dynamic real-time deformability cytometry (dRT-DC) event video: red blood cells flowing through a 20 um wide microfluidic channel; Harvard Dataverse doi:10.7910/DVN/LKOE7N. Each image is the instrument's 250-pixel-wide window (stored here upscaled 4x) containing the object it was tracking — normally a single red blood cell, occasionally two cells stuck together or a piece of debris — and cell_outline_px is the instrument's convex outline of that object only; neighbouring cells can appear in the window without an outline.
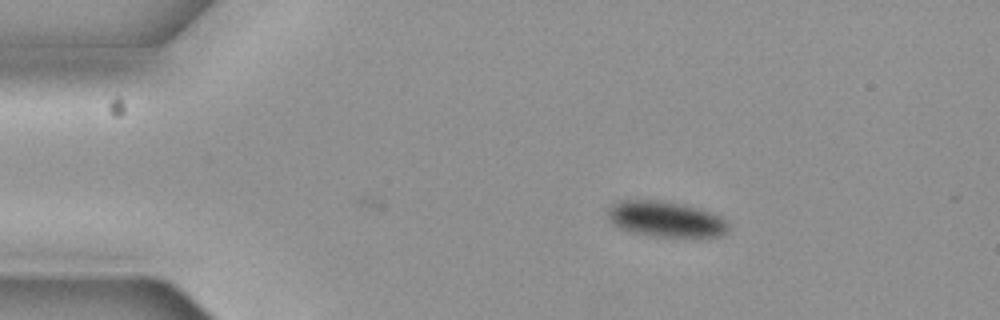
{"species": "common noctule bat (a hibernating species)", "species_latin": "Nyctalus noctula", "temperature_condition": "cold", "stored_images_in_passage": 5, "camera_frame_rate_fps": 3000, "um_per_image_px": 0.085, "animal": {"sex": "female", "body_mass_g": 19.3, "forearm_length_mm": 54.1}, "frame": {"image": 1, "passage_image": 5, "time_ms": 1.333, "image_size_px": [1000, 320], "cell_outline_px": [[728, 232], [724, 236], [648, 236], [632, 232], [620, 228], [612, 224], [608, 216], [608, 212], [612, 204], [620, 200], [660, 200], [696, 208], [712, 212], [728, 220]], "centroid_in_image_um": [56.6, 18.63], "position_along_channel_um": 28.4, "area_um2": 24.97}}